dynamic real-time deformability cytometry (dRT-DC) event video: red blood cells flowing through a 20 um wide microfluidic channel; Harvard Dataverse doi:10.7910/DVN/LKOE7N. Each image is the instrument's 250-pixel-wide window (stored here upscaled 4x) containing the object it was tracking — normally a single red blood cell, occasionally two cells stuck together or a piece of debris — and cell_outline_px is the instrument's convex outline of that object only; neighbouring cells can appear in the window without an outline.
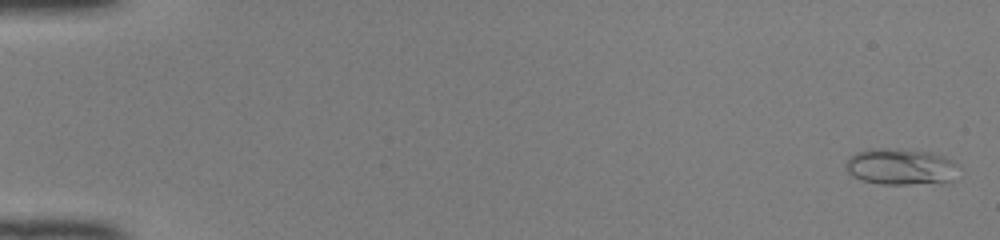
{"species": "common noctule bat (a hibernating species)", "species_latin": "Nyctalus noctula", "temperature_condition": "room temperature", "stored_images_in_passage": 50, "camera_frame_rate_fps": 3000, "um_per_image_px": 0.085, "animal": {"sex": "female", "body_mass_g": 22.0, "forearm_length_mm": 56.7}, "frame": {"image": 1, "passage_image": 2, "time_ms": 0.333, "image_size_px": [1000, 240], "cell_outline_px": [[956, 160], [952, 180], [908, 184], [880, 184], [860, 180], [852, 176], [848, 172], [844, 164], [848, 156], [856, 152], [884, 148], [928, 152], [944, 156]], "centroid_in_image_um": [76.47, 14.17], "position_along_channel_um": 8.5, "area_um2": 23.41}}
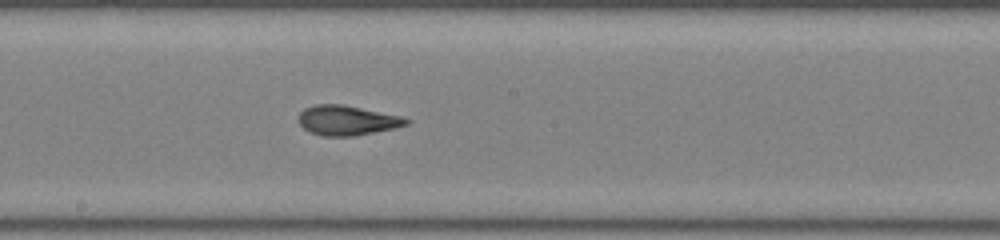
{"frame": {"image": 2, "passage_image": 29, "time_ms": 9.333, "image_size_px": [1000, 240], "cell_outline_px": [[412, 120], [408, 124], [396, 128], [352, 136], [324, 136], [312, 132], [304, 128], [300, 124], [300, 112], [304, 108], [316, 104], [344, 104], [400, 116]], "centroid_in_image_um": [29.53, 10.22], "position_along_channel_um": 218.7, "area_um2": 18.55}}
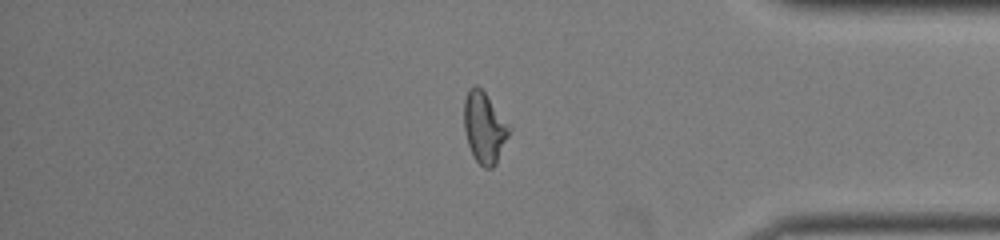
{"frame": {"image": 3, "passage_image": 43, "time_ms": 14.0, "image_size_px": [1000, 240], "cell_outline_px": [[512, 128], [496, 164], [492, 168], [484, 168], [472, 156], [468, 144], [464, 128], [464, 100], [468, 88], [476, 84], [484, 92], [512, 124]], "centroid_in_image_um": [41.19, 10.83], "position_along_channel_um": 394.0, "area_um2": 19.07}, "authors_computed_cell_mechanics": {"area_um2": 18.8428, "velocity_mm_per_s": 4.141, "shape_relaxation_time_tau1_ms": 6.2678, "shape_relaxation_time_tau2_ms": 1.3289, "deformation_change_tau1": 0.2341, "deformation_change_tau2": 0.084}}